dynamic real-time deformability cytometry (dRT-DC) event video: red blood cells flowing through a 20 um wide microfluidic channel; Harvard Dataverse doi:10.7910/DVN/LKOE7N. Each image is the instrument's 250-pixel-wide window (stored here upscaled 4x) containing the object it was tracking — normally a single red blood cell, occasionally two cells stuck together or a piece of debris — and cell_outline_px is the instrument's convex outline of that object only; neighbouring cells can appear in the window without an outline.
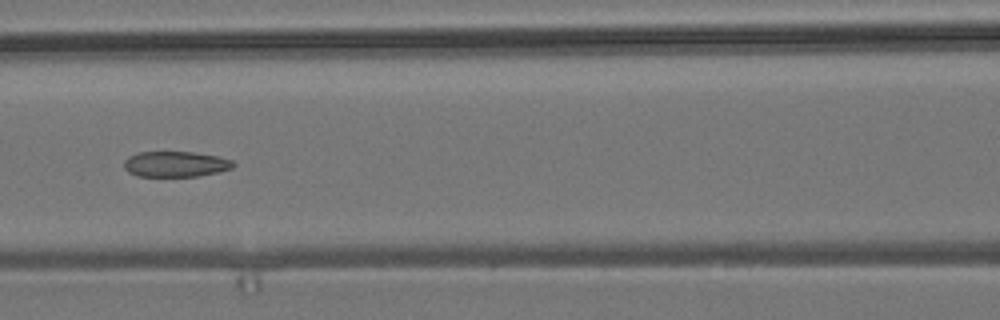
{"species": "common noctule bat (a hibernating species)", "species_latin": "Nyctalus noctula", "temperature_condition": "room temperature", "stored_images_in_passage": 9, "camera_frame_rate_fps": 3000, "um_per_image_px": 0.085, "animal": {"sex": "male", "body_mass_g": 19.2, "forearm_length_mm": 51.8}, "frame": {"image": 1, "passage_image": 7, "time_ms": 2.0, "image_size_px": [1000, 320], "cell_outline_px": [[236, 164], [232, 168], [220, 172], [200, 176], [136, 176], [128, 172], [124, 168], [124, 160], [128, 156], [136, 152], [192, 152], [220, 156], [232, 160]], "centroid_in_image_um": [14.93, 13.95], "position_along_channel_um": 151.7, "area_um2": 16.53}}
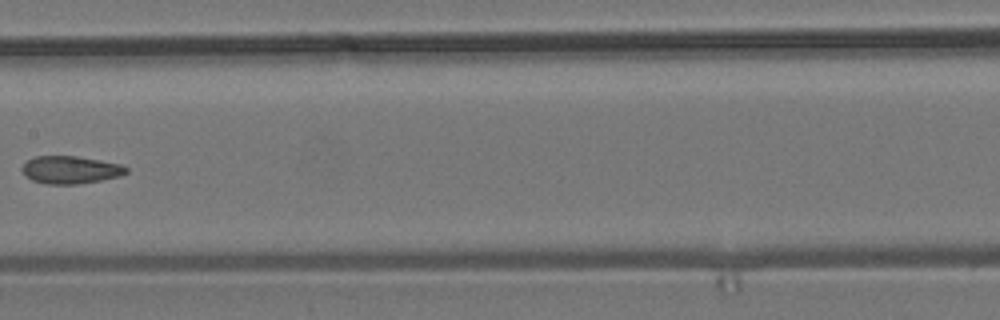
{"frame": {"image": 2, "passage_image": 8, "time_ms": 2.333, "image_size_px": [1000, 320], "cell_outline_px": [[128, 172], [120, 176], [100, 180], [76, 184], [48, 184], [32, 180], [24, 176], [20, 168], [28, 160], [36, 156], [76, 156], [100, 160], [120, 164], [128, 168]], "centroid_in_image_um": [5.97, 14.43], "position_along_channel_um": 201.4, "area_um2": 16.76}}
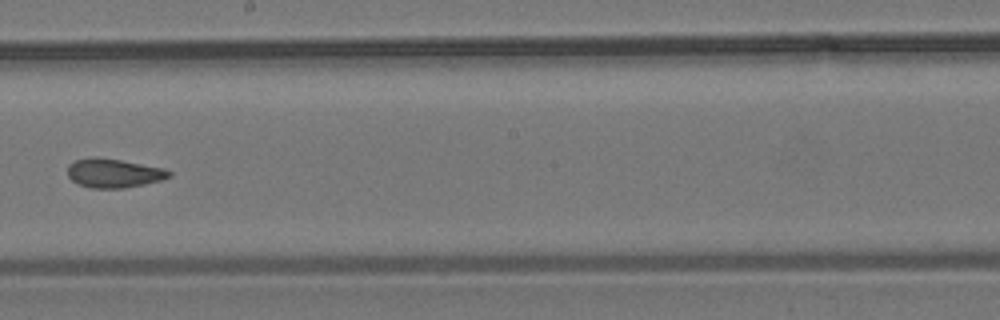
{"frame": {"image": 3, "passage_image": 9, "time_ms": 2.667, "image_size_px": [1000, 320], "cell_outline_px": [[172, 176], [160, 180], [144, 184], [124, 188], [92, 188], [80, 184], [72, 180], [68, 176], [68, 164], [76, 160], [92, 156], [96, 156], [120, 160], [164, 168], [172, 172]], "centroid_in_image_um": [9.67, 14.7], "position_along_channel_um": 238.5, "area_um2": 17.11}}